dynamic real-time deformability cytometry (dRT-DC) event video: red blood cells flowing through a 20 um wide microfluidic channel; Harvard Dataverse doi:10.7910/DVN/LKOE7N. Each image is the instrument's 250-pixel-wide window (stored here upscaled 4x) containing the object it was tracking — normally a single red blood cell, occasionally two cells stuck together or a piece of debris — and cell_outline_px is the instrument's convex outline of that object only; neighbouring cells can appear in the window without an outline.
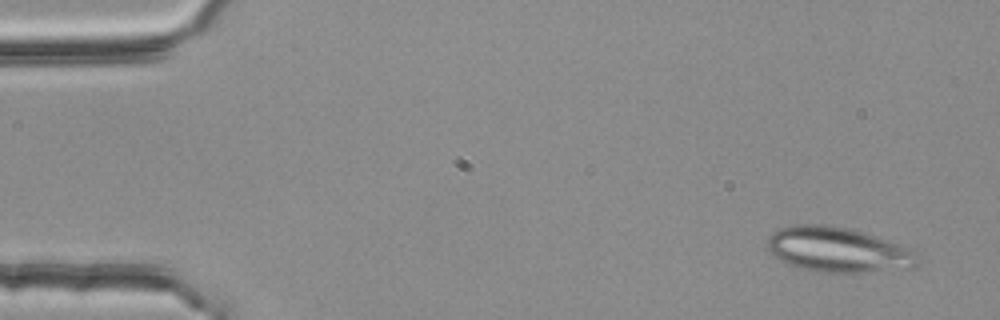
{"species": "common noctule bat (a hibernating species)", "species_latin": "Nyctalus noctula", "temperature_condition": "room temperature", "stored_images_in_passage": 3, "camera_frame_rate_fps": 3000, "um_per_image_px": 0.085, "animal": {"sex": "female", "body_mass_g": 25.1}, "frame": {"image": 1, "passage_image": 1, "time_ms": 0.0, "image_size_px": [1000, 320], "cell_outline_px": [[920, 260], [916, 268], [868, 272], [824, 272], [804, 268], [780, 260], [768, 252], [764, 248], [768, 236], [772, 232], [780, 228], [792, 224], [824, 224], [848, 228], [864, 232], [912, 248], [920, 252]], "centroid_in_image_um": [71.28, 21.22], "position_along_channel_um": 13.7, "area_um2": 40.06}}